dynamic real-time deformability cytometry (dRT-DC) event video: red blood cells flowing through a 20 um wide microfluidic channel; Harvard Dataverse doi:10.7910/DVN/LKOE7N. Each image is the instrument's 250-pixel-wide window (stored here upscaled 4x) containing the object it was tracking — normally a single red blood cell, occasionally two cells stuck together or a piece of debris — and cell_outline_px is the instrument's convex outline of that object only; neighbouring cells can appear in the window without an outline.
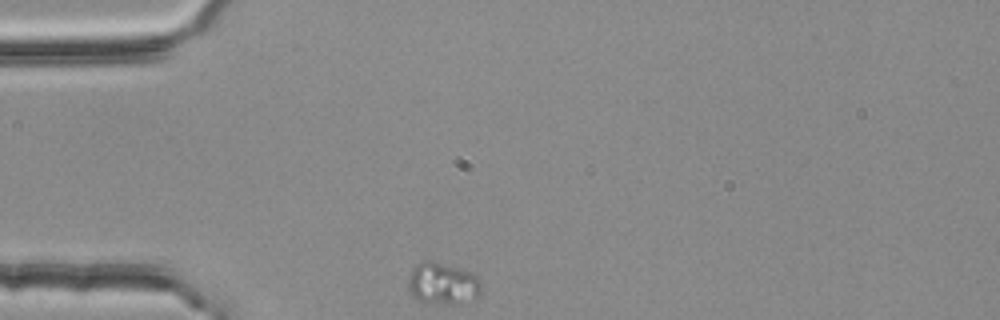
{"species": "common noctule bat (a hibernating species)", "species_latin": "Nyctalus noctula", "temperature_condition": "room temperature", "stored_images_in_passage": 33, "camera_frame_rate_fps": 3000, "um_per_image_px": 0.085, "animal": {"sex": "female", "body_mass_g": 25.1}, "frame": {"image": 1, "passage_image": 1, "time_ms": 0.0, "image_size_px": [1000, 320], "cell_outline_px": [[480, 300], [460, 304], [448, 304], [420, 300], [412, 296], [408, 288], [408, 276], [412, 268], [416, 264], [424, 260], [432, 260], [472, 272], [480, 280]], "centroid_in_image_um": [37.66, 24.1], "position_along_channel_um": 47.3, "area_um2": 18.21}}